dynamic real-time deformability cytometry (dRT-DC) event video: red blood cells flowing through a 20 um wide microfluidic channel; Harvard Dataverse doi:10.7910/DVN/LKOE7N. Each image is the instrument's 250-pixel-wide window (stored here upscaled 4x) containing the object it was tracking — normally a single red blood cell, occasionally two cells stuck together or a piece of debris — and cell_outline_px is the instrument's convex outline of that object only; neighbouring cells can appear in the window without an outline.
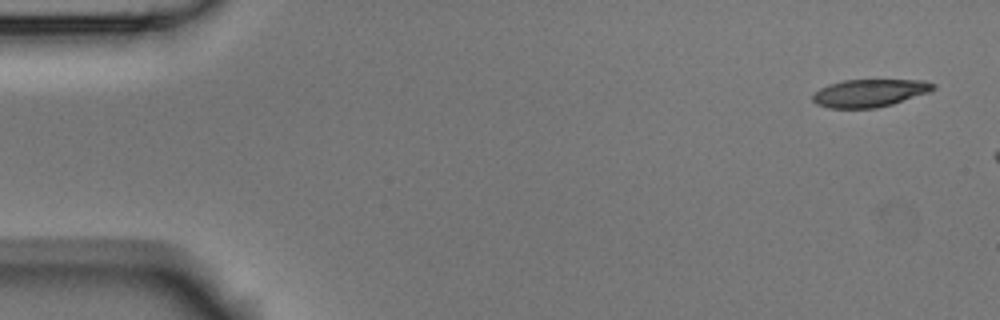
{"species": "Egyptian fruit bat (a non-hibernating species)", "species_latin": "Rousettus aegyptiacus", "temperature_condition": "room temperature", "stored_images_in_passage": 3, "camera_frame_rate_fps": 3000, "um_per_image_px": 0.085, "animal": {"sex": "male"}, "frame": {"image": 1, "passage_image": 1, "time_ms": 0.0, "image_size_px": [1000, 320], "cell_outline_px": [[936, 88], [932, 92], [892, 104], [876, 108], [828, 108], [816, 104], [812, 100], [812, 96], [820, 88], [828, 84], [844, 80], [924, 80], [936, 84]], "centroid_in_image_um": [73.95, 7.91], "position_along_channel_um": 11.0, "area_um2": 19.65}}